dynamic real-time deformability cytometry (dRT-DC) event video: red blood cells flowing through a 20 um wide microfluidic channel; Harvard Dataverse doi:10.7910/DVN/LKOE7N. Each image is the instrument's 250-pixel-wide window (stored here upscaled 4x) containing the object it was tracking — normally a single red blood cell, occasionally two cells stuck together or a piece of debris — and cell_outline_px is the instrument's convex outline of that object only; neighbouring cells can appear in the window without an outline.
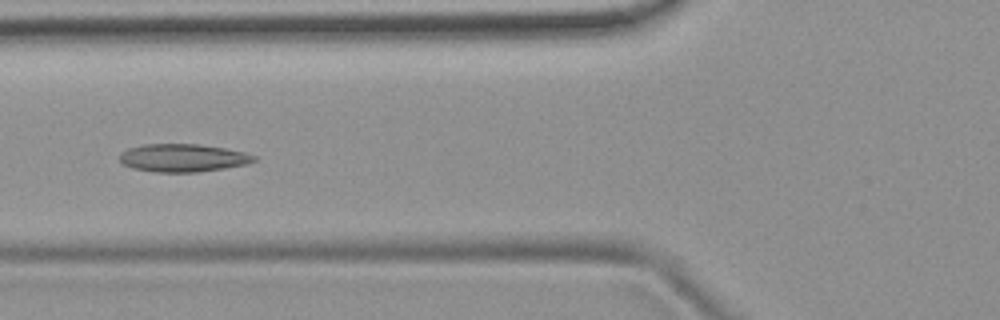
{"species": "common noctule bat (a hibernating species)", "species_latin": "Nyctalus noctula", "temperature_condition": "room temperature", "stored_images_in_passage": 7, "camera_frame_rate_fps": 3000, "um_per_image_px": 0.085, "animal": {"sex": "female", "body_mass_g": 19.9}, "frame": {"image": 1, "passage_image": 6, "time_ms": 5.667, "image_size_px": [1000, 320], "cell_outline_px": [[256, 160], [248, 164], [224, 168], [196, 172], [152, 172], [132, 168], [124, 164], [120, 160], [120, 152], [128, 148], [144, 144], [200, 144], [224, 148], [244, 152], [256, 156]], "centroid_in_image_um": [15.54, 13.42], "position_along_channel_um": 110.3, "area_um2": 21.91}}
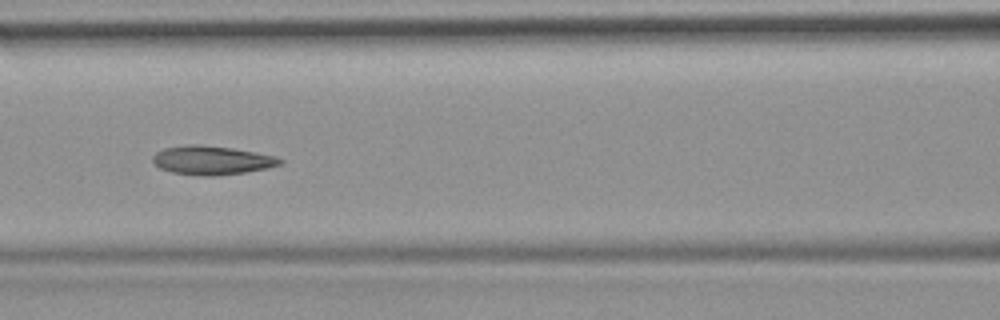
{"frame": {"image": 2, "passage_image": 7, "time_ms": 6.667, "image_size_px": [1000, 320], "cell_outline_px": [[284, 160], [280, 164], [268, 168], [244, 172], [216, 176], [204, 176], [172, 172], [160, 168], [152, 160], [152, 156], [156, 152], [164, 148], [188, 144], [200, 144], [232, 148], [256, 152], [276, 156]], "centroid_in_image_um": [18.01, 13.61], "position_along_channel_um": 148.6, "area_um2": 21.39}}